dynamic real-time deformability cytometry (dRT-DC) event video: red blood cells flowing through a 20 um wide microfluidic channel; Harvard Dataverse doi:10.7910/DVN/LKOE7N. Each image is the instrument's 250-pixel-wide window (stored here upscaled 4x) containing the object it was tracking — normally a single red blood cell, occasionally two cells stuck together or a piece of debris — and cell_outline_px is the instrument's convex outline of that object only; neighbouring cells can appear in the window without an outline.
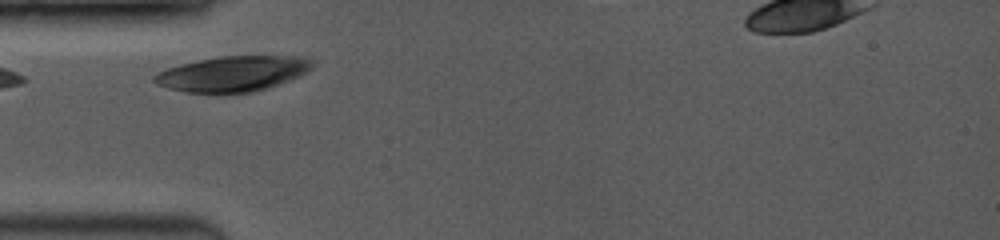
{"species": "common noctule bat (a hibernating species)", "species_latin": "Nyctalus noctula", "temperature_condition": "room temperature", "stored_images_in_passage": 1, "camera_frame_rate_fps": 3500, "um_per_image_px": 0.085, "animal": {"sex": "female", "body_mass_g": 19.0, "forearm_length_mm": 53.3}, "frame": {"image": 1, "passage_image": 1, "time_ms": 0.0, "image_size_px": [1000, 240], "cell_outline_px": [[312, 68], [288, 80], [252, 92], [184, 92], [168, 88], [156, 84], [152, 80], [152, 76], [156, 72], [180, 64], [220, 56], [300, 56], [312, 60]], "centroid_in_image_um": [19.71, 6.25], "position_along_channel_um": 65.3, "area_um2": 31.96}}